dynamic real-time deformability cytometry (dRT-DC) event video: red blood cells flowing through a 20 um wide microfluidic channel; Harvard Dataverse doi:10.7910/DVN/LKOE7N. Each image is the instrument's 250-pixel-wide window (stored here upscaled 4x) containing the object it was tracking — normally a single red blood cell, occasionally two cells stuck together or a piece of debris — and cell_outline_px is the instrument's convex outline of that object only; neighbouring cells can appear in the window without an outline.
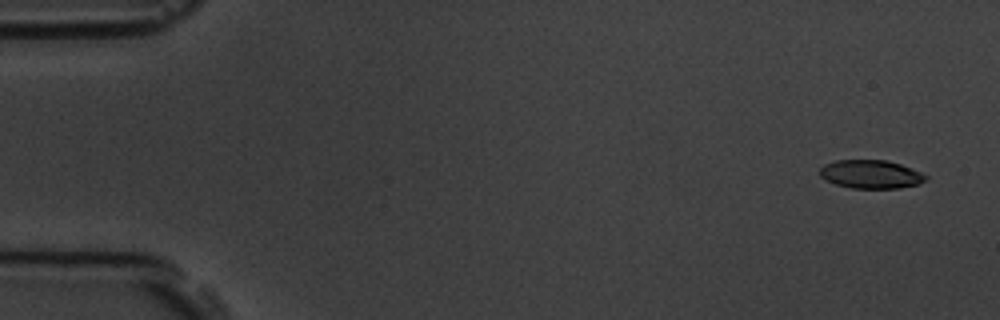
{"species": "common noctule bat (a hibernating species)", "species_latin": "Nyctalus noctula", "temperature_condition": "room temperature", "stored_images_in_passage": 5, "camera_frame_rate_fps": 3000, "um_per_image_px": 0.085, "animal": {"sex": "male", "body_mass_g": 19.5, "forearm_length_mm": 54.6}, "frame": {"image": 1, "passage_image": 1, "time_ms": 0.0, "image_size_px": [1000, 320], "cell_outline_px": [[928, 180], [916, 184], [900, 188], [852, 188], [836, 184], [820, 176], [820, 168], [824, 164], [836, 160], [888, 160], [900, 164], [920, 172], [928, 176]], "centroid_in_image_um": [74.03, 14.8], "position_along_channel_um": 11.0, "area_um2": 17.46}}
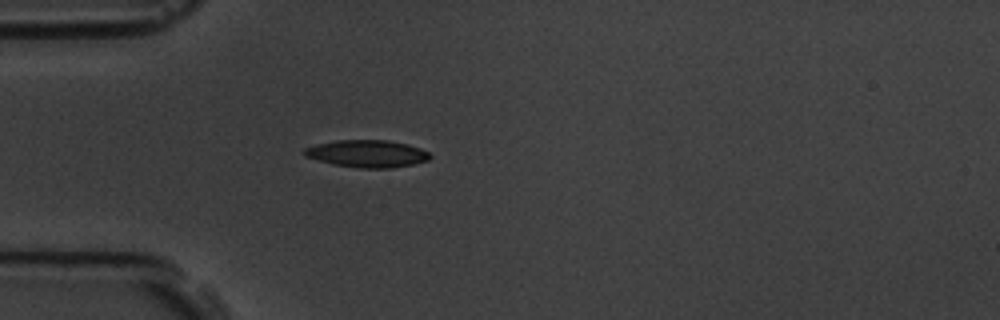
{"frame": {"image": 2, "passage_image": 5, "time_ms": 4.333, "image_size_px": [1000, 320], "cell_outline_px": [[432, 156], [428, 160], [412, 164], [392, 168], [360, 168], [332, 164], [304, 156], [300, 152], [304, 148], [316, 144], [336, 140], [388, 140], [408, 144], [420, 148], [428, 152]], "centroid_in_image_um": [31.17, 13.06], "position_along_channel_um": 53.8, "area_um2": 20.11}}